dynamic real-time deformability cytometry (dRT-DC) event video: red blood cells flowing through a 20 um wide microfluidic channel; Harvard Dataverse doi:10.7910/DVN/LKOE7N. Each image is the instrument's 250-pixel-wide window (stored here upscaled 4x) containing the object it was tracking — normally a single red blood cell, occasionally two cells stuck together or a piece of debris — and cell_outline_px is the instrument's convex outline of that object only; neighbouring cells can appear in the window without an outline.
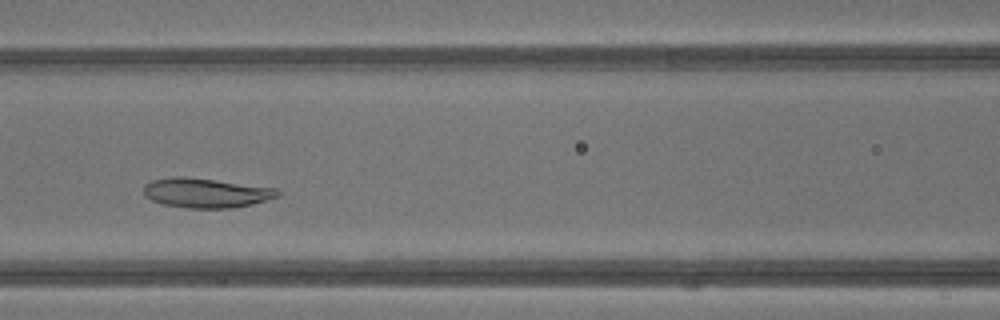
{"species": "common noctule bat (a hibernating species)", "species_latin": "Nyctalus noctula", "temperature_condition": "warm", "stored_images_in_passage": 30, "camera_frame_rate_fps": 3000, "um_per_image_px": 0.085, "animal": {"sex": "male", "body_mass_g": 13.3}, "frame": {"image": 1, "passage_image": 12, "time_ms": 3.667, "image_size_px": [1000, 320], "cell_outline_px": [[280, 196], [252, 204], [232, 208], [188, 208], [164, 204], [152, 200], [144, 196], [144, 184], [152, 180], [172, 176], [184, 176], [216, 180], [276, 188], [280, 192]], "centroid_in_image_um": [17.5, 16.39], "position_along_channel_um": 149.1, "area_um2": 23.12}}
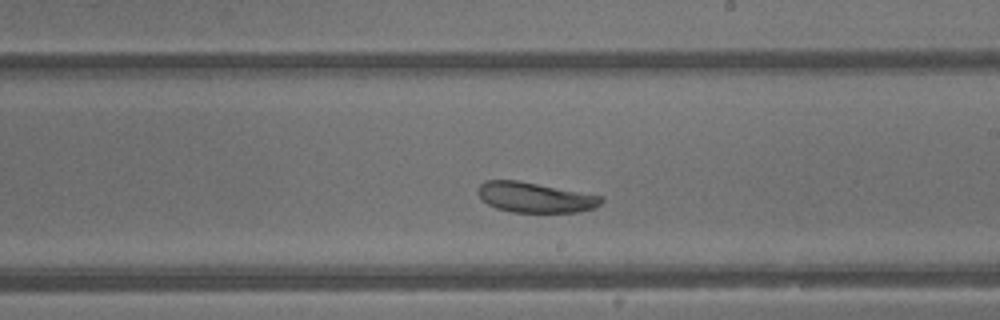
{"frame": {"image": 2, "passage_image": 18, "time_ms": 5.667, "image_size_px": [1000, 320], "cell_outline_px": [[604, 200], [596, 208], [580, 212], [512, 212], [496, 208], [488, 204], [476, 192], [476, 188], [484, 180], [516, 180], [600, 196]], "centroid_in_image_um": [45.44, 16.78], "position_along_channel_um": 243.6, "area_um2": 21.5}}
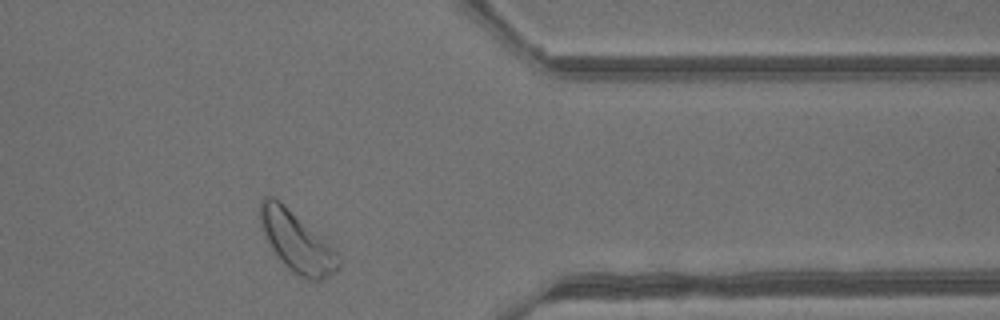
{"frame": {"image": 3, "passage_image": 28, "time_ms": 9.0, "image_size_px": [1000, 320], "cell_outline_px": [[344, 264], [340, 268], [328, 276], [320, 280], [308, 280], [292, 272], [280, 260], [272, 248], [260, 224], [260, 200], [264, 196], [272, 196], [280, 200], [328, 244], [340, 256]], "centroid_in_image_um": [25.23, 20.56], "position_along_channel_um": 386.2, "area_um2": 27.05}, "authors_computed_cell_mechanics": {"area_um2": 23.7269, "velocity_mm_per_s": 4.7394, "shape_relaxation_time_tau1_ms": 1.0954, "shape_relaxation_time_tau2_ms": null, "deformation_change_tau1": 0.0672, "deformation_change_tau2": null}}